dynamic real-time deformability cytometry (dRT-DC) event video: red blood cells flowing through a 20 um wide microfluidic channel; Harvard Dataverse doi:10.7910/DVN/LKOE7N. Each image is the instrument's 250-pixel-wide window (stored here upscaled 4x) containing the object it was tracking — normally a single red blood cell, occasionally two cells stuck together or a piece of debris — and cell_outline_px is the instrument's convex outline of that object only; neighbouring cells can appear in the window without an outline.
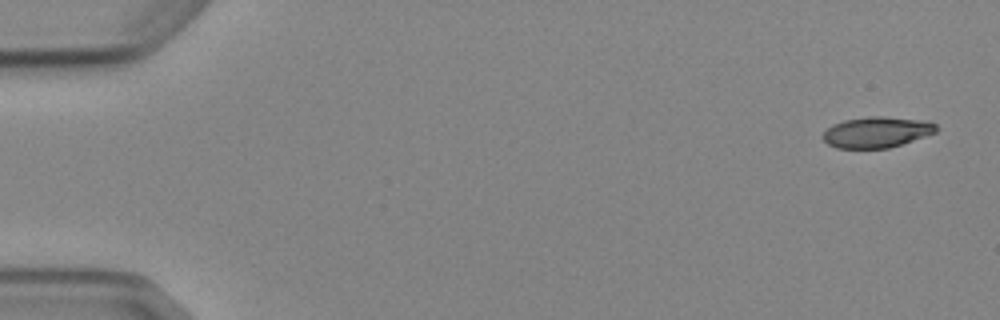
{"species": "Egyptian fruit bat (a non-hibernating species)", "species_latin": "Rousettus aegyptiacus", "temperature_condition": "cold", "stored_images_in_passage": 5, "camera_frame_rate_fps": 3000, "um_per_image_px": 0.085, "animal": {"sex": "female"}, "frame": {"image": 1, "passage_image": 1, "time_ms": 0.0, "image_size_px": [1000, 320], "cell_outline_px": [[940, 128], [936, 132], [888, 148], [836, 148], [828, 144], [820, 136], [832, 124], [844, 120], [868, 116], [884, 116], [928, 120], [936, 124]], "centroid_in_image_um": [74.52, 11.22], "position_along_channel_um": 10.5, "area_um2": 20.52}}
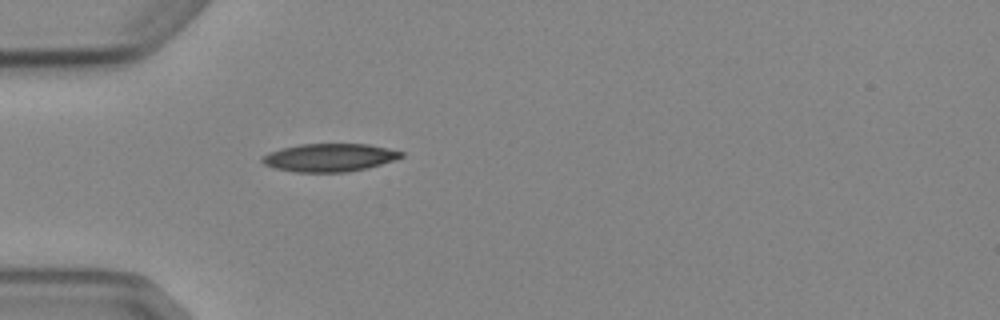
{"frame": {"image": 2, "passage_image": 5, "time_ms": 4.667, "image_size_px": [1000, 320], "cell_outline_px": [[404, 156], [380, 164], [364, 168], [344, 172], [296, 172], [276, 168], [264, 164], [260, 160], [268, 152], [280, 148], [300, 144], [368, 144], [388, 148], [404, 152]], "centroid_in_image_um": [27.98, 13.38], "position_along_channel_um": 57.0, "area_um2": 22.48}}